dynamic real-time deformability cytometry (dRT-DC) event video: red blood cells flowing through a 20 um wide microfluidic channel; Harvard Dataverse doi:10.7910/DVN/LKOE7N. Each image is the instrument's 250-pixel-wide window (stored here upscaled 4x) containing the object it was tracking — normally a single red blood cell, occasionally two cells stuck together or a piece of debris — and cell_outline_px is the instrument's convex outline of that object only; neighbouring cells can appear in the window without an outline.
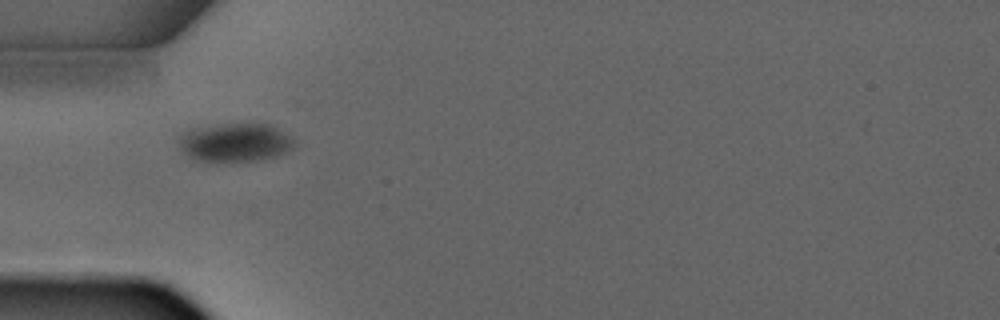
{"species": "common noctule bat (a hibernating species)", "species_latin": "Nyctalus noctula", "temperature_condition": "warm", "stored_images_in_passage": 1, "camera_frame_rate_fps": 3000, "um_per_image_px": 0.085, "animal": {"sex": "male", "forearm_length_mm": 52.5}, "frame": {"image": 1, "passage_image": 1, "time_ms": 0.0, "image_size_px": [1000, 320], "cell_outline_px": [[296, 144], [292, 148], [276, 156], [256, 160], [196, 160], [184, 152], [180, 148], [176, 140], [184, 132], [192, 128], [216, 124], [268, 124], [276, 128], [288, 136]], "centroid_in_image_um": [19.93, 12.08], "position_along_channel_um": 65.1, "area_um2": 25.37}}